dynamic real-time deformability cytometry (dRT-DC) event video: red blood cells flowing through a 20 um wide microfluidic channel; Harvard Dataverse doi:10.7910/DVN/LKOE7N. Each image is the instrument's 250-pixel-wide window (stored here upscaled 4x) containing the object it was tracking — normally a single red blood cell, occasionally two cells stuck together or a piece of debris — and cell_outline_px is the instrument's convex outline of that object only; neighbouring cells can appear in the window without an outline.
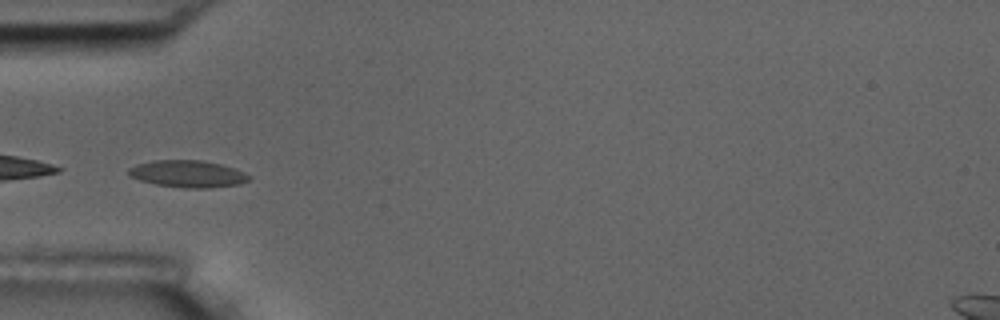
{"species": "common noctule bat (a hibernating species)", "species_latin": "Nyctalus noctula", "temperature_condition": "room temperature", "stored_images_in_passage": 39, "camera_frame_rate_fps": 3000, "um_per_image_px": 0.085, "animal": {"sex": "male", "body_mass_g": 17.5, "forearm_length_mm": 52.3}, "frame": {"image": 1, "passage_image": 1, "time_ms": 0.0, "image_size_px": [1000, 320], "cell_outline_px": [[252, 176], [248, 180], [240, 184], [208, 188], [184, 188], [156, 184], [140, 180], [128, 176], [128, 168], [136, 164], [152, 160], [204, 160], [220, 164], [244, 172]], "centroid_in_image_um": [15.93, 14.77], "position_along_channel_um": 69.1, "area_um2": 19.02}}
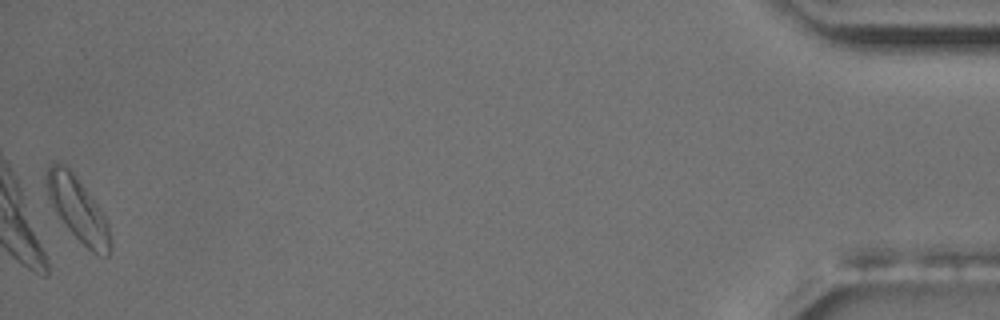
{"frame": {"image": 2, "passage_image": 39, "time_ms": 12.667, "image_size_px": [1000, 320], "cell_outline_px": [[112, 244], [108, 256], [96, 256], [64, 224], [48, 200], [48, 168], [52, 164], [64, 164], [72, 172], [96, 204], [104, 216], [108, 224], [112, 240]], "centroid_in_image_um": [6.66, 17.86], "position_along_channel_um": 428.5, "area_um2": 22.89}, "authors_computed_cell_mechanics": {"area_um2": 17.7446, "velocity_mm_per_s": 3.5642, "shape_relaxation_time_tau1_ms": 1.5038, "shape_relaxation_time_tau2_ms": 2.4147, "deformation_change_tau1": 0.0714, "deformation_change_tau2": 0.0626}}